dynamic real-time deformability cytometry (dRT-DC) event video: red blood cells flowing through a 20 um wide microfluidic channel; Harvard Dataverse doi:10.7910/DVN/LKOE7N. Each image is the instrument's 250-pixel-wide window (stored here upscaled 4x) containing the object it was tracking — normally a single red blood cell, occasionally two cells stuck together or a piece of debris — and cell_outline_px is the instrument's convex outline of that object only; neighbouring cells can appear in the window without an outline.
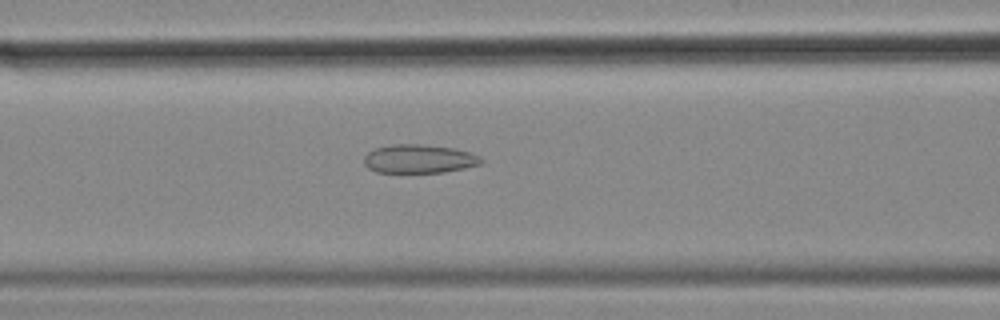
{"species": "common noctule bat (a hibernating species)", "species_latin": "Nyctalus noctula", "temperature_condition": "cold", "stored_images_in_passage": 55, "camera_frame_rate_fps": 3000, "um_per_image_px": 0.085, "animal": {"sex": "female", "body_mass_g": 18.4}, "frame": {"image": 1, "passage_image": 22, "time_ms": 7.0, "image_size_px": [1000, 320], "cell_outline_px": [[484, 160], [480, 164], [464, 168], [444, 172], [376, 172], [368, 168], [364, 164], [364, 156], [368, 152], [376, 148], [392, 144], [420, 144], [452, 148], [468, 152], [480, 156]], "centroid_in_image_um": [35.6, 13.5], "position_along_channel_um": 131.0, "area_um2": 19.42}}
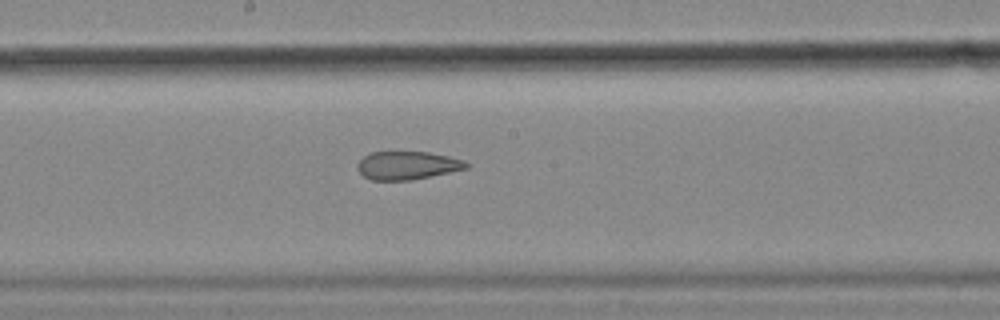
{"frame": {"image": 2, "passage_image": 29, "time_ms": 9.333, "image_size_px": [1000, 320], "cell_outline_px": [[468, 168], [412, 180], [372, 180], [364, 176], [356, 168], [356, 164], [364, 156], [372, 152], [428, 152], [448, 156], [464, 160], [468, 164]], "centroid_in_image_um": [34.61, 14.06], "position_along_channel_um": 213.6, "area_um2": 17.8}}
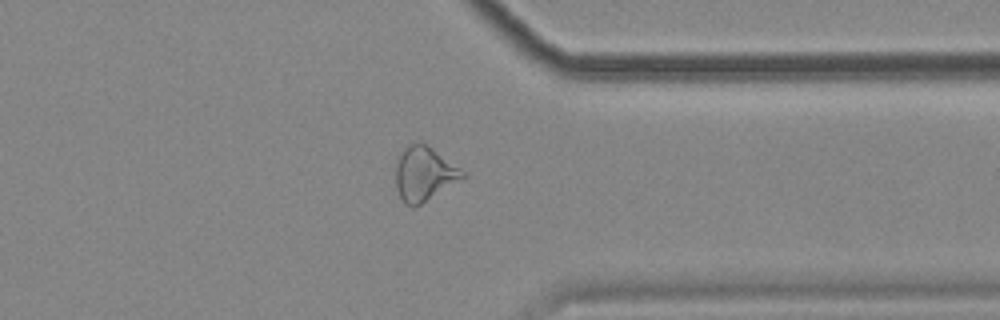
{"frame": {"image": 3, "passage_image": 43, "time_ms": 14.0, "image_size_px": [1000, 320], "cell_outline_px": [[464, 176], [420, 204], [412, 208], [404, 204], [396, 188], [396, 164], [404, 148], [408, 144], [424, 144], [432, 148], [460, 168], [464, 172]], "centroid_in_image_um": [36.0, 14.79], "position_along_channel_um": 375.4, "area_um2": 20.35}, "authors_computed_cell_mechanics": {"area_um2": 23.0622, "velocity_mm_per_s": 3.5463, "shape_relaxation_time_tau1_ms": null, "shape_relaxation_time_tau2_ms": 3.3876, "deformation_change_tau1": null, "deformation_change_tau2": 0.1242}}